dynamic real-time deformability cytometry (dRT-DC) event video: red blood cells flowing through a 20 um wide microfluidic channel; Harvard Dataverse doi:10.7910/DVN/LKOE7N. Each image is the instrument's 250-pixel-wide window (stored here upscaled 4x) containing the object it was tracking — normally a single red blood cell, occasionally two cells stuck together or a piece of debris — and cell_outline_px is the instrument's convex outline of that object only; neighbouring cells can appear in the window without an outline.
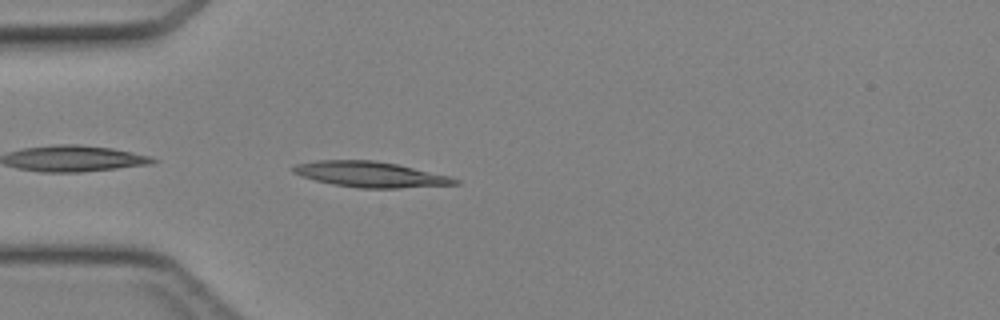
{"species": "Egyptian fruit bat (a non-hibernating species)", "species_latin": "Rousettus aegyptiacus", "temperature_condition": "cold", "stored_images_in_passage": 33, "camera_frame_rate_fps": 3000, "um_per_image_px": 0.085, "animal": {"sex": "female"}, "frame": {"image": 1, "passage_image": 1, "time_ms": 0.0, "image_size_px": [1000, 320], "cell_outline_px": [[460, 184], [400, 188], [356, 188], [332, 184], [316, 180], [292, 172], [292, 168], [296, 164], [316, 160], [372, 160], [396, 164], [448, 176], [460, 180]], "centroid_in_image_um": [31.47, 14.83], "position_along_channel_um": 53.5, "area_um2": 23.87}}
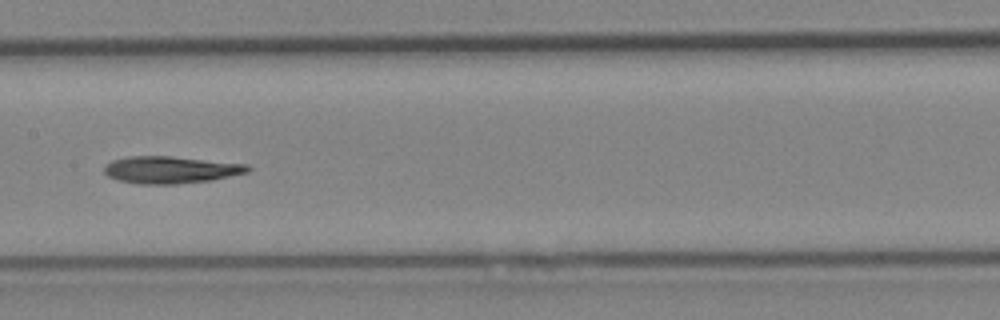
{"frame": {"image": 2, "passage_image": 11, "time_ms": 3.333, "image_size_px": [1000, 320], "cell_outline_px": [[252, 168], [248, 172], [212, 180], [176, 184], [140, 184], [120, 180], [108, 176], [104, 172], [104, 168], [112, 160], [128, 156], [172, 156], [248, 164]], "centroid_in_image_um": [14.54, 14.43], "position_along_channel_um": 192.9, "area_um2": 22.66}}
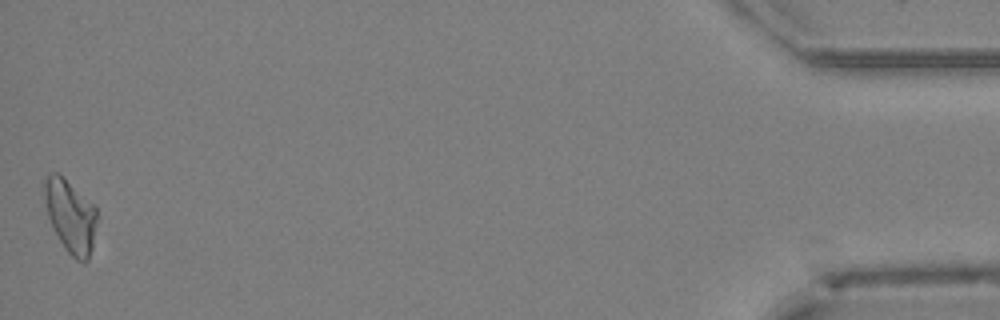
{"frame": {"image": 3, "passage_image": 33, "time_ms": 10.667, "image_size_px": [1000, 320], "cell_outline_px": [[96, 220], [92, 248], [88, 260], [84, 264], [76, 260], [64, 248], [48, 216], [44, 196], [44, 180], [52, 172], [56, 172], [96, 204]], "centroid_in_image_um": [6.01, 18.37], "position_along_channel_um": 429.2, "area_um2": 22.14}}